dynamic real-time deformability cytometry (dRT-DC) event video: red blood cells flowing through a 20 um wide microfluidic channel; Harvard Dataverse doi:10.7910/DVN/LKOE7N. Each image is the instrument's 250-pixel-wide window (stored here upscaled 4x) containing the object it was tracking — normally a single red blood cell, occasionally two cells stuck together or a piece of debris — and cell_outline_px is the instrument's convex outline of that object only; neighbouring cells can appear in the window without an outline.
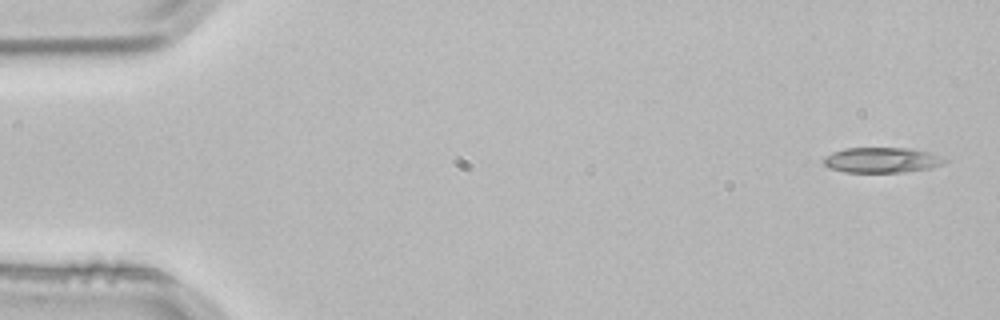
{"species": "common noctule bat (a hibernating species)", "species_latin": "Nyctalus noctula", "temperature_condition": "room temperature", "stored_images_in_passage": 3, "camera_frame_rate_fps": 3000, "um_per_image_px": 0.085, "animal": {"sex": "male", "body_mass_g": 21.5, "forearm_length_mm": 52.0}, "frame": {"image": 1, "passage_image": 1, "time_ms": 0.0, "image_size_px": [1000, 320], "cell_outline_px": [[948, 160], [932, 168], [904, 172], [844, 172], [828, 168], [820, 160], [824, 156], [832, 152], [844, 148], [908, 148], [928, 152]], "centroid_in_image_um": [74.86, 13.61], "position_along_channel_um": 10.1, "area_um2": 17.92}}
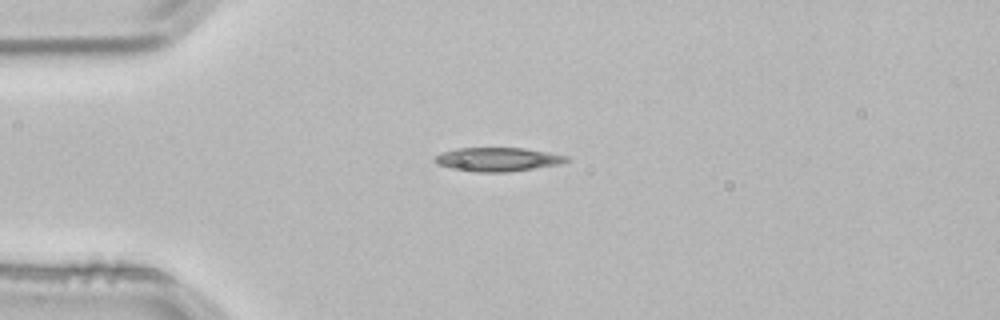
{"frame": {"image": 2, "passage_image": 3, "time_ms": 0.667, "image_size_px": [1000, 320], "cell_outline_px": [[572, 160], [560, 164], [508, 172], [476, 172], [452, 168], [436, 164], [432, 160], [432, 156], [440, 152], [456, 148], [524, 148], [568, 156]], "centroid_in_image_um": [42.25, 13.54], "position_along_channel_um": 42.7, "area_um2": 18.44}}